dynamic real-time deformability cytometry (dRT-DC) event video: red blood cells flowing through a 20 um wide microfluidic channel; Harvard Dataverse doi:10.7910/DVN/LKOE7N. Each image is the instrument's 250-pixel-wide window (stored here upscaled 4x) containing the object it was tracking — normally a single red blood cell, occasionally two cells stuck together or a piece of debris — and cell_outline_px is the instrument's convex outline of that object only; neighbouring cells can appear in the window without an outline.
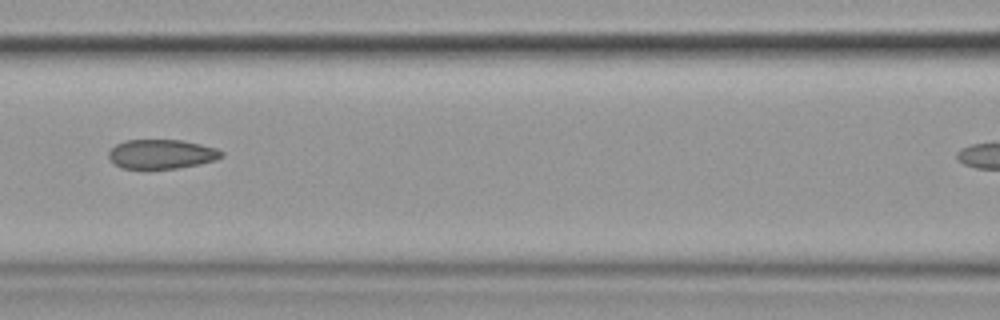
{"species": "common noctule bat (a hibernating species)", "species_latin": "Nyctalus noctula", "temperature_condition": "cold", "stored_images_in_passage": 10, "camera_frame_rate_fps": 3000, "um_per_image_px": 0.085, "animal": {"sex": "female", "body_mass_g": 19.9}, "frame": {"image": 1, "passage_image": 6, "time_ms": 5.667, "image_size_px": [1000, 320], "cell_outline_px": [[224, 156], [216, 160], [176, 168], [120, 168], [108, 156], [108, 152], [116, 144], [124, 140], [184, 140], [216, 148], [224, 152]], "centroid_in_image_um": [13.74, 13.08], "position_along_channel_um": 152.9, "area_um2": 19.13}}
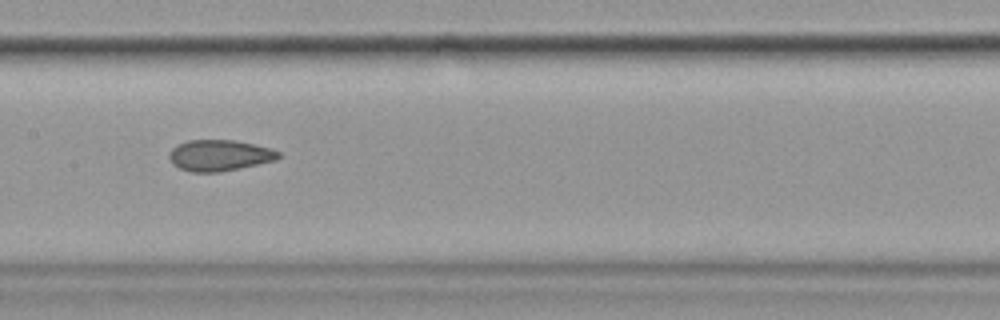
{"frame": {"image": 2, "passage_image": 7, "time_ms": 6.667, "image_size_px": [1000, 320], "cell_outline_px": [[280, 156], [276, 160], [240, 168], [220, 172], [192, 172], [180, 168], [172, 164], [168, 156], [168, 152], [172, 148], [188, 140], [236, 140], [272, 148], [280, 152]], "centroid_in_image_um": [18.66, 13.2], "position_along_channel_um": 188.7, "area_um2": 19.88}}